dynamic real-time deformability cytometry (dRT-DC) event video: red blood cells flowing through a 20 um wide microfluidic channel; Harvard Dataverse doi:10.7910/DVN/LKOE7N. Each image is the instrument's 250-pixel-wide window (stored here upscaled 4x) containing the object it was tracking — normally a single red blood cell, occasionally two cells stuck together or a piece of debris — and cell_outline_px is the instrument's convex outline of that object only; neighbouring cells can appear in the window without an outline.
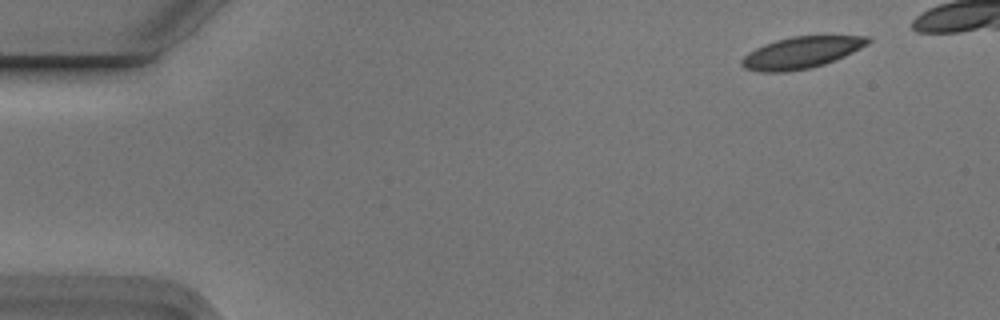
{"species": "Egyptian fruit bat (a non-hibernating species)", "species_latin": "Rousettus aegyptiacus", "temperature_condition": "cold", "stored_images_in_passage": 5, "camera_frame_rate_fps": 3000, "um_per_image_px": 0.085, "animal": {"sex": "male"}, "frame": {"image": 1, "passage_image": 1, "time_ms": 0.0, "image_size_px": [1000, 320], "cell_outline_px": [[872, 40], [868, 44], [844, 56], [824, 64], [812, 68], [788, 72], [760, 72], [744, 68], [740, 64], [740, 60], [748, 52], [764, 44], [776, 40], [792, 36], [872, 36]], "centroid_in_image_um": [68.09, 4.47], "position_along_channel_um": 16.9, "area_um2": 23.35}}